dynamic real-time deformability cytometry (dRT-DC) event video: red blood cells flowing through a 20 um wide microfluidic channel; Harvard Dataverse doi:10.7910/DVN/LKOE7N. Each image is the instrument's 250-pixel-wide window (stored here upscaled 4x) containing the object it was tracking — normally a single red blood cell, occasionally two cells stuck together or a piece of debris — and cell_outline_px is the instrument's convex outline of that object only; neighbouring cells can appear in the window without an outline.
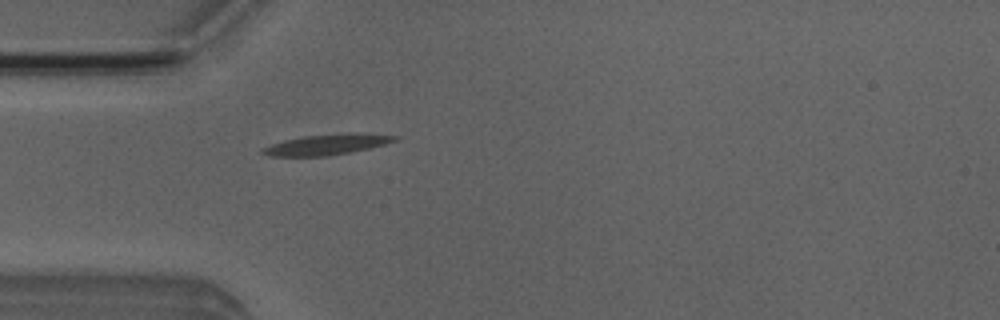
{"species": "Egyptian fruit bat (a non-hibernating species)", "species_latin": "Rousettus aegyptiacus", "temperature_condition": "room temperature", "stored_images_in_passage": 38, "camera_frame_rate_fps": 3000, "um_per_image_px": 0.085, "animal": {"sex": "male"}, "frame": {"image": 1, "passage_image": 2, "time_ms": 0.333, "image_size_px": [1000, 320], "cell_outline_px": [[400, 140], [368, 148], [328, 156], [268, 156], [260, 152], [260, 148], [284, 140], [304, 136], [352, 132], [356, 132], [400, 136]], "centroid_in_image_um": [27.79, 12.27], "position_along_channel_um": 57.2, "area_um2": 15.95}}
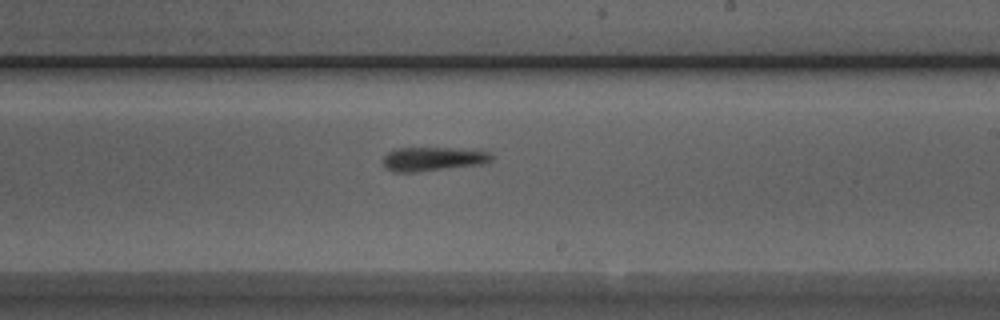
{"frame": {"image": 2, "passage_image": 17, "time_ms": 5.333, "image_size_px": [1000, 320], "cell_outline_px": [[492, 160], [480, 164], [416, 172], [392, 172], [384, 168], [384, 156], [388, 152], [396, 148], [452, 148], [488, 152], [492, 156]], "centroid_in_image_um": [36.73, 13.52], "position_along_channel_um": 252.3, "area_um2": 14.91}}
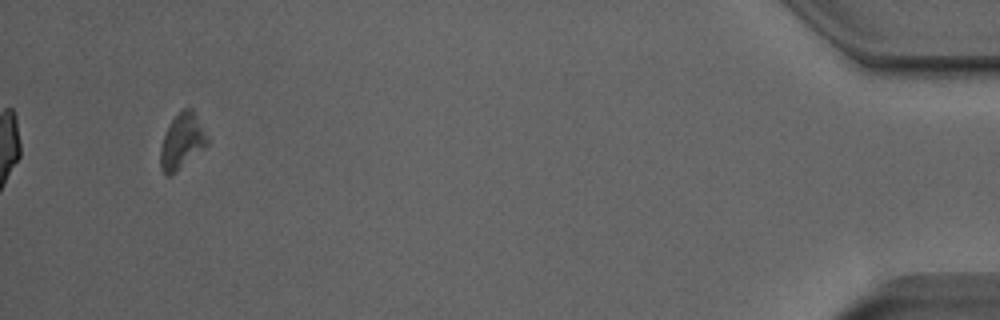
{"frame": {"image": 3, "passage_image": 36, "time_ms": 11.667, "image_size_px": [1000, 320], "cell_outline_px": [[208, 144], [172, 176], [164, 176], [160, 168], [160, 148], [164, 136], [172, 120], [184, 108], [192, 108], [208, 136]], "centroid_in_image_um": [15.46, 12.06], "position_along_channel_um": 419.7, "area_um2": 15.03}, "authors_computed_cell_mechanics": {"area_um2": 15.2014, "velocity_mm_per_s": 3.9612, "shape_relaxation_time_tau1_ms": 2.0447, "shape_relaxation_time_tau2_ms": 3.1955, "deformation_change_tau1": 0.1681, "deformation_change_tau2": 0.1456}}